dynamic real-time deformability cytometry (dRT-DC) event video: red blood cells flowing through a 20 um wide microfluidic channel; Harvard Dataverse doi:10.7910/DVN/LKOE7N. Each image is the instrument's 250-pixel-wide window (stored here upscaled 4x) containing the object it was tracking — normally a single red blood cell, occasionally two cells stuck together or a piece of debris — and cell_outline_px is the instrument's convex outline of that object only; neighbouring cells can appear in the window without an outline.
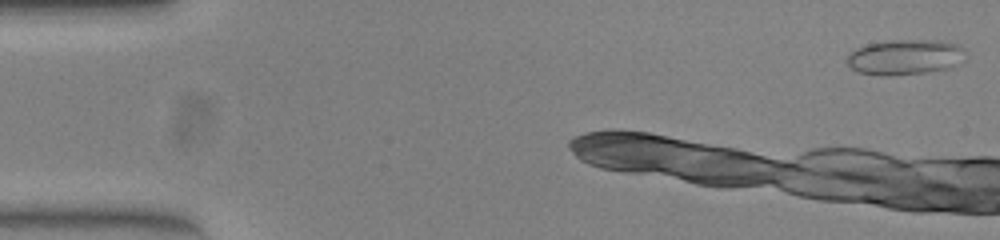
{"species": "common noctule bat (a hibernating species)", "species_latin": "Nyctalus noctula", "temperature_condition": "warm", "stored_images_in_passage": 23, "camera_frame_rate_fps": 3000, "um_per_image_px": 0.085, "animal": {"sex": "female", "body_mass_g": 23.0, "forearm_length_mm": 53.4}, "frame": {"image": 1, "passage_image": 1, "time_ms": 0.0, "image_size_px": [1000, 240], "cell_outline_px": [[968, 52], [964, 60], [952, 68], [924, 72], [892, 76], [888, 76], [860, 72], [852, 68], [848, 64], [848, 52], [856, 48], [868, 44], [892, 40], [944, 40], [956, 44], [964, 48]], "centroid_in_image_um": [77.0, 4.84], "position_along_channel_um": 8.0, "area_um2": 24.62}}